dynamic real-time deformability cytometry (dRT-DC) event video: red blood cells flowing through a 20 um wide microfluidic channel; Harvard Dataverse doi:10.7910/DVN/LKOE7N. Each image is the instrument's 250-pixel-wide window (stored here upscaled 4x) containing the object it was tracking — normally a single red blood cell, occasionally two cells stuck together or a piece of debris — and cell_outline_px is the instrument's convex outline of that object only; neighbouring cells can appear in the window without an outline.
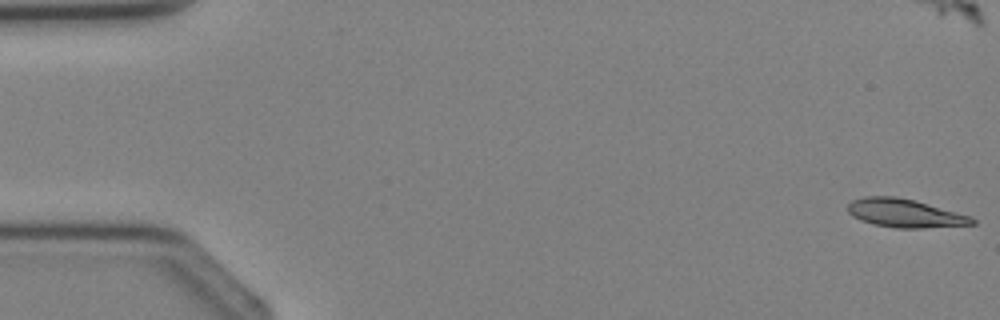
{"species": "Egyptian fruit bat (a non-hibernating species)", "species_latin": "Rousettus aegyptiacus", "temperature_condition": "cold", "stored_images_in_passage": 5, "segment_of_instrument_passage": [1, 2], "camera_frame_rate_fps": 3000, "um_per_image_px": 0.085, "animal": {"sex": "female"}, "frame": {"image": 1, "passage_image": 1, "time_ms": 0.0, "image_size_px": [1000, 320], "cell_outline_px": [[976, 224], [924, 228], [896, 228], [876, 224], [860, 220], [852, 216], [848, 212], [848, 204], [852, 200], [864, 196], [896, 196], [916, 200], [972, 216], [976, 220]], "centroid_in_image_um": [76.94, 18.11], "position_along_channel_um": 8.1, "area_um2": 20.75}}